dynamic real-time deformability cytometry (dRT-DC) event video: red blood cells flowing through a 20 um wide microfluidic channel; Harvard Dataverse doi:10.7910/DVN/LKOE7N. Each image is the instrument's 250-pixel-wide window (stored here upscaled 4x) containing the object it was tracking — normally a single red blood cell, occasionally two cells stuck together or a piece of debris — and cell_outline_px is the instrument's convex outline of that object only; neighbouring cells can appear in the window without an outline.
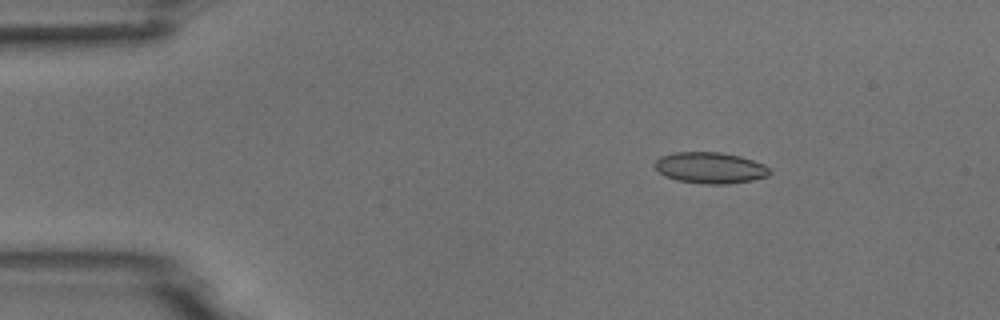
{"species": "common noctule bat (a hibernating species)", "species_latin": "Nyctalus noctula", "temperature_condition": "room temperature", "stored_images_in_passage": 5, "camera_frame_rate_fps": 3000, "um_per_image_px": 0.085, "animal": {"sex": "male", "body_mass_g": 18.8}, "frame": {"image": 1, "passage_image": 2, "time_ms": 0.333, "image_size_px": [1000, 320], "cell_outline_px": [[772, 172], [768, 176], [752, 180], [728, 184], [704, 184], [676, 180], [664, 176], [652, 164], [660, 156], [672, 152], [720, 152], [740, 156], [764, 164]], "centroid_in_image_um": [60.34, 14.26], "position_along_channel_um": 24.7, "area_um2": 21.04}}
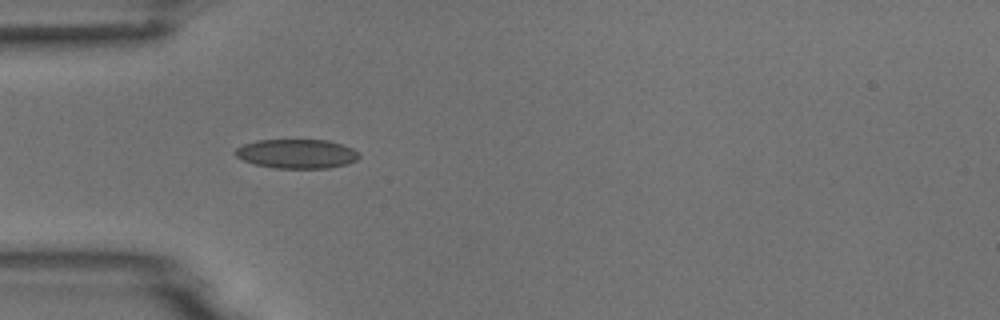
{"frame": {"image": 2, "passage_image": 4, "time_ms": 1.0, "image_size_px": [1000, 320], "cell_outline_px": [[360, 156], [356, 160], [348, 164], [328, 168], [276, 168], [252, 164], [236, 156], [232, 152], [236, 148], [244, 144], [256, 140], [328, 140], [352, 148], [360, 152]], "centroid_in_image_um": [25.22, 13.07], "position_along_channel_um": 59.8, "area_um2": 21.21}}